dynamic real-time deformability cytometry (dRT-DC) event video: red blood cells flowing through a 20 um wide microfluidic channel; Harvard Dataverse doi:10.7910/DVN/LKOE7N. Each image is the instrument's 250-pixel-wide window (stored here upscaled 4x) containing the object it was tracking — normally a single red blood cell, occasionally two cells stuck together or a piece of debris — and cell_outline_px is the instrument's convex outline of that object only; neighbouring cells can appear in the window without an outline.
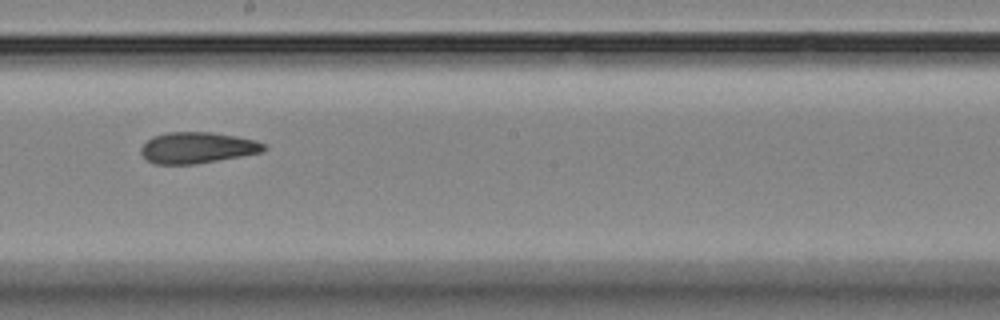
{"species": "Egyptian fruit bat (a non-hibernating species)", "species_latin": "Rousettus aegyptiacus", "temperature_condition": "room temperature", "stored_images_in_passage": 10, "camera_frame_rate_fps": 3000, "um_per_image_px": 0.085, "animal": {"sex": "female"}, "frame": {"image": 1, "passage_image": 9, "time_ms": 10.333, "image_size_px": [1000, 320], "cell_outline_px": [[264, 152], [196, 164], [152, 164], [140, 152], [140, 148], [152, 136], [168, 132], [212, 132], [236, 136], [256, 140], [264, 144]], "centroid_in_image_um": [16.76, 12.55], "position_along_channel_um": 231.4, "area_um2": 22.31}}
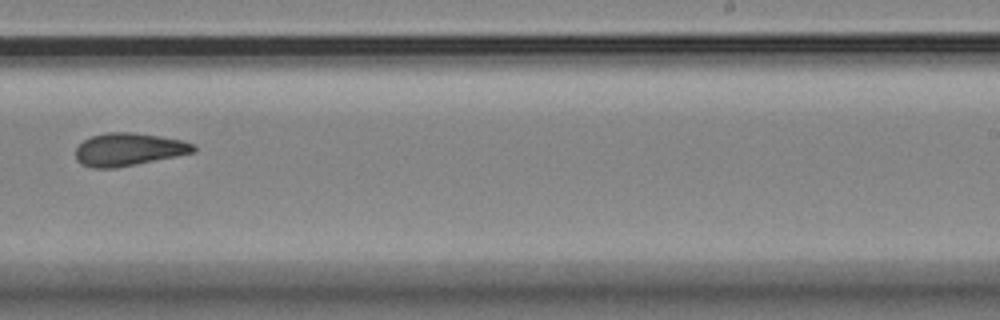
{"frame": {"image": 2, "passage_image": 10, "time_ms": 11.667, "image_size_px": [1000, 320], "cell_outline_px": [[196, 152], [116, 168], [92, 168], [80, 164], [76, 160], [76, 148], [84, 140], [92, 136], [108, 132], [132, 132], [160, 136], [184, 140], [196, 144]], "centroid_in_image_um": [10.95, 12.7], "position_along_channel_um": 278.0, "area_um2": 22.66}}